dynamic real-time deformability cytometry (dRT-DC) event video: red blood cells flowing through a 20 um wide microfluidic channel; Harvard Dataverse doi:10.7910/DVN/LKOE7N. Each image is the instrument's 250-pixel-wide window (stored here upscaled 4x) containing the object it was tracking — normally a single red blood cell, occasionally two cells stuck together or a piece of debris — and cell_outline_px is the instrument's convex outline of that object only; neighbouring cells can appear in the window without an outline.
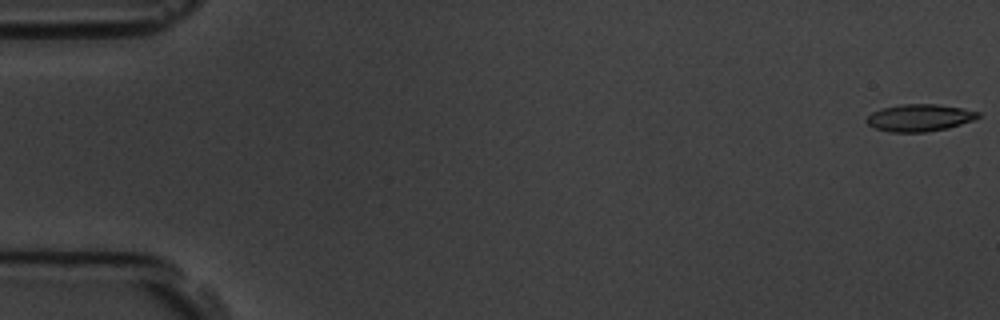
{"species": "common noctule bat (a hibernating species)", "species_latin": "Nyctalus noctula", "temperature_condition": "room temperature", "stored_images_in_passage": 11, "camera_frame_rate_fps": 3000, "um_per_image_px": 0.085, "animal": {"sex": "male", "body_mass_g": 19.5, "forearm_length_mm": 54.6}, "frame": {"image": 1, "passage_image": 1, "time_ms": 0.0, "image_size_px": [1000, 320], "cell_outline_px": [[980, 116], [972, 120], [948, 128], [924, 132], [888, 132], [876, 128], [868, 124], [864, 120], [872, 112], [880, 108], [900, 104], [936, 104], [960, 108], [980, 112]], "centroid_in_image_um": [78.11, 10.0], "position_along_channel_um": 6.9, "area_um2": 17.57}}
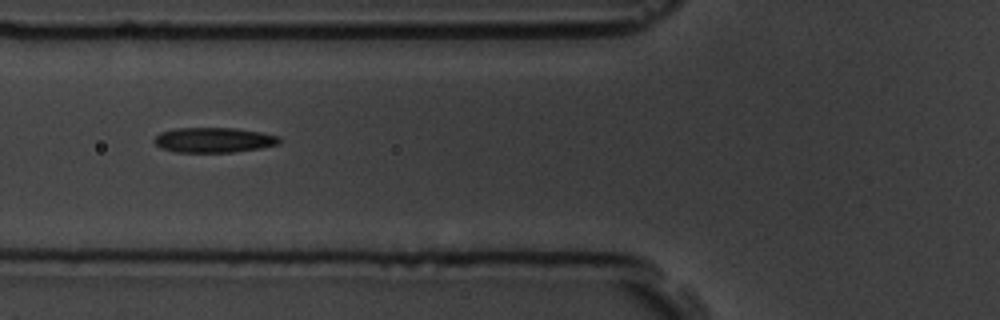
{"frame": {"image": 2, "passage_image": 6, "time_ms": 6.667, "image_size_px": [1000, 320], "cell_outline_px": [[280, 144], [260, 148], [232, 152], [176, 152], [160, 148], [152, 140], [160, 132], [176, 128], [236, 128], [260, 132], [280, 136]], "centroid_in_image_um": [18.16, 11.9], "position_along_channel_um": 107.6, "area_um2": 18.32}}
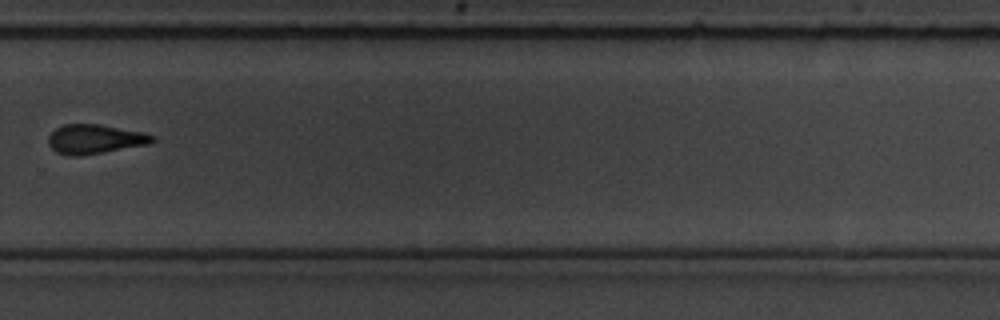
{"frame": {"image": 3, "passage_image": 11, "time_ms": 12.333, "image_size_px": [1000, 320], "cell_outline_px": [[156, 140], [152, 144], [76, 156], [68, 156], [56, 152], [48, 144], [48, 136], [56, 128], [64, 124], [100, 124], [144, 132], [156, 136]], "centroid_in_image_um": [8.1, 11.82], "position_along_channel_um": 321.7, "area_um2": 17.92}}